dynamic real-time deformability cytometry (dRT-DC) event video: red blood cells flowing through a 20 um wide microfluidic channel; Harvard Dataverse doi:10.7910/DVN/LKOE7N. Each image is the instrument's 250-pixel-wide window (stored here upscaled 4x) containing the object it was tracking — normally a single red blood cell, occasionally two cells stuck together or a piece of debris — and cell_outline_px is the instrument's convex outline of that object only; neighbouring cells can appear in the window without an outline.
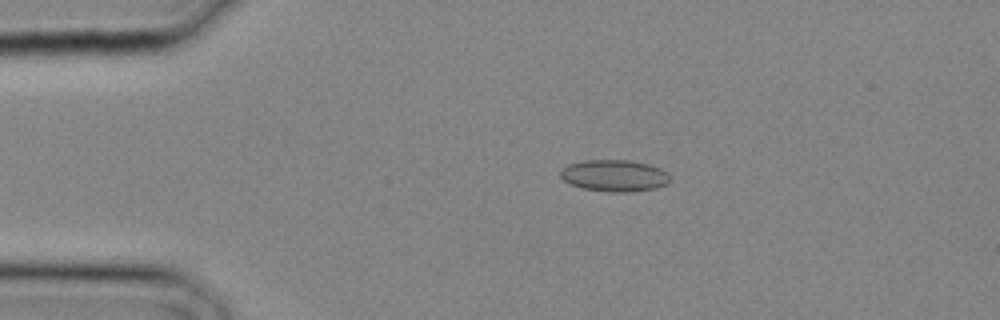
{"species": "common noctule bat (a hibernating species)", "species_latin": "Nyctalus noctula", "temperature_condition": "cold", "stored_images_in_passage": 28, "camera_frame_rate_fps": 3000, "um_per_image_px": 0.085, "animal": {"sex": "male", "body_mass_g": 20.4}, "frame": {"image": 1, "passage_image": 6, "time_ms": 1.667, "image_size_px": [1000, 320], "cell_outline_px": [[668, 184], [656, 188], [632, 192], [608, 192], [584, 188], [572, 184], [564, 180], [560, 176], [560, 168], [568, 164], [584, 160], [628, 160], [648, 164], [660, 168], [668, 172]], "centroid_in_image_um": [52.22, 14.92], "position_along_channel_um": 32.8, "area_um2": 20.29}}
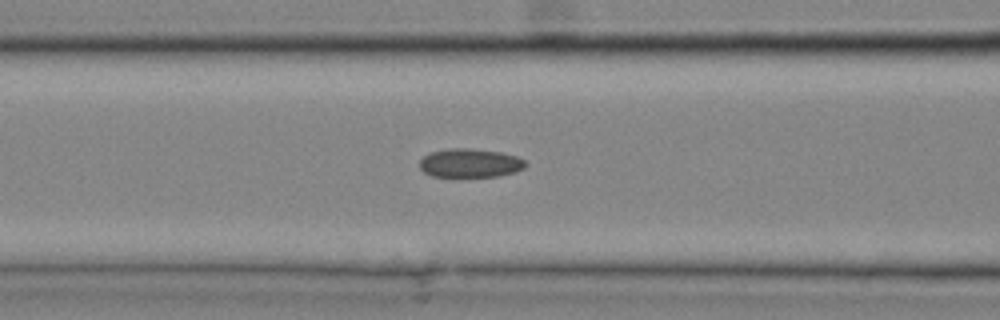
{"frame": {"image": 2, "passage_image": 12, "time_ms": 3.667, "image_size_px": [1000, 320], "cell_outline_px": [[528, 164], [524, 168], [516, 172], [500, 176], [432, 176], [424, 172], [420, 168], [420, 160], [428, 152], [448, 148], [468, 148], [500, 152], [516, 156], [524, 160]], "centroid_in_image_um": [39.96, 13.85], "position_along_channel_um": 126.6, "area_um2": 17.8}}
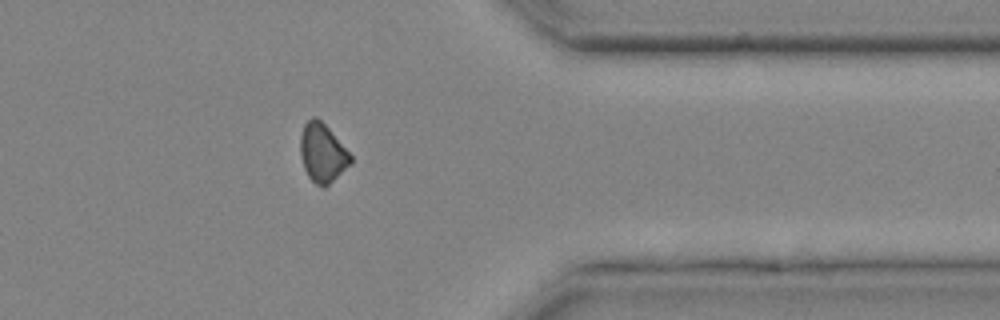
{"frame": {"image": 3, "passage_image": 24, "time_ms": 7.667, "image_size_px": [1000, 320], "cell_outline_px": [[352, 160], [324, 188], [316, 184], [308, 176], [304, 168], [300, 156], [300, 136], [304, 124], [312, 116], [316, 116], [328, 128], [352, 156]], "centroid_in_image_um": [27.36, 12.97], "position_along_channel_um": 384.0, "area_um2": 16.76}}